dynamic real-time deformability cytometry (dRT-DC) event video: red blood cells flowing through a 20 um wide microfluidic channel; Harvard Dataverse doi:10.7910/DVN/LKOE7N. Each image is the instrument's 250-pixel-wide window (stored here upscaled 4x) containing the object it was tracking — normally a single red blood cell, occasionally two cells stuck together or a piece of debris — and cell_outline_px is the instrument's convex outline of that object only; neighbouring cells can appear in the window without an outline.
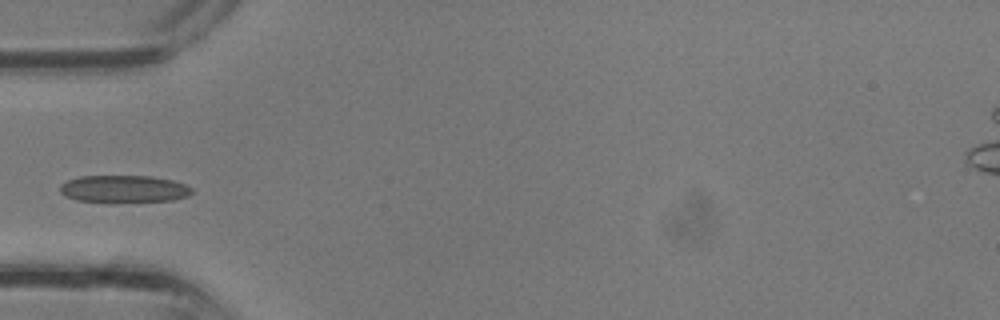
{"species": "common noctule bat (a hibernating species)", "species_latin": "Nyctalus noctula", "temperature_condition": "room temperature", "stored_images_in_passage": 25, "camera_frame_rate_fps": 3000, "um_per_image_px": 0.085, "animal": {"sex": "male", "body_mass_g": 13.3}, "frame": {"image": 1, "passage_image": 1, "time_ms": 0.0, "image_size_px": [1000, 320], "cell_outline_px": [[192, 192], [188, 196], [172, 200], [112, 204], [108, 204], [76, 200], [64, 196], [60, 192], [60, 184], [68, 180], [80, 176], [152, 176], [172, 180], [184, 184], [192, 188]], "centroid_in_image_um": [10.49, 16.09], "position_along_channel_um": 74.5, "area_um2": 21.68}}
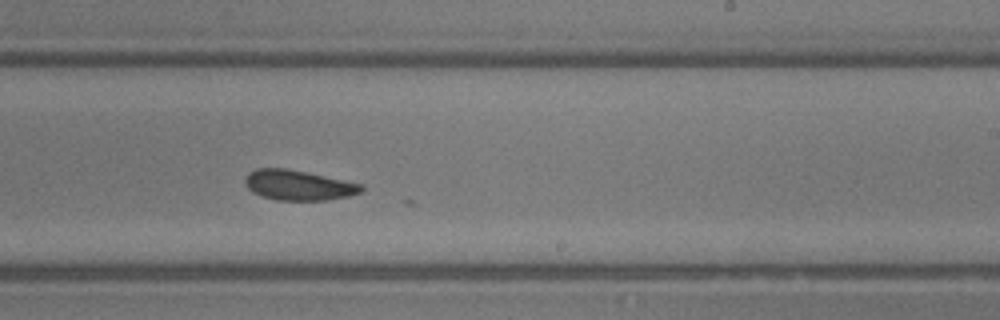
{"frame": {"image": 2, "passage_image": 11, "time_ms": 3.333, "image_size_px": [1000, 320], "cell_outline_px": [[364, 188], [360, 192], [348, 196], [328, 200], [276, 200], [252, 192], [248, 188], [244, 180], [248, 172], [256, 168], [284, 168], [364, 184]], "centroid_in_image_um": [25.36, 15.74], "position_along_channel_um": 263.6, "area_um2": 20.23}}
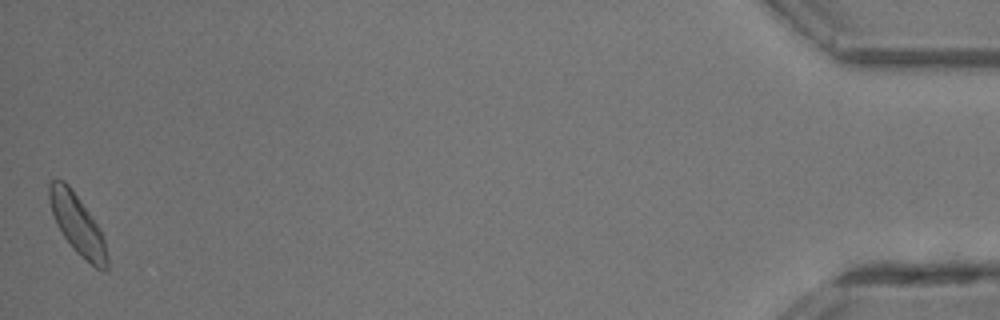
{"frame": {"image": 3, "passage_image": 25, "time_ms": 8.0, "image_size_px": [1000, 320], "cell_outline_px": [[108, 268], [96, 268], [76, 252], [72, 248], [56, 224], [48, 200], [48, 184], [52, 180], [64, 180], [68, 184], [100, 228], [104, 236], [108, 256]], "centroid_in_image_um": [6.57, 19.07], "position_along_channel_um": 428.6, "area_um2": 20.0}}